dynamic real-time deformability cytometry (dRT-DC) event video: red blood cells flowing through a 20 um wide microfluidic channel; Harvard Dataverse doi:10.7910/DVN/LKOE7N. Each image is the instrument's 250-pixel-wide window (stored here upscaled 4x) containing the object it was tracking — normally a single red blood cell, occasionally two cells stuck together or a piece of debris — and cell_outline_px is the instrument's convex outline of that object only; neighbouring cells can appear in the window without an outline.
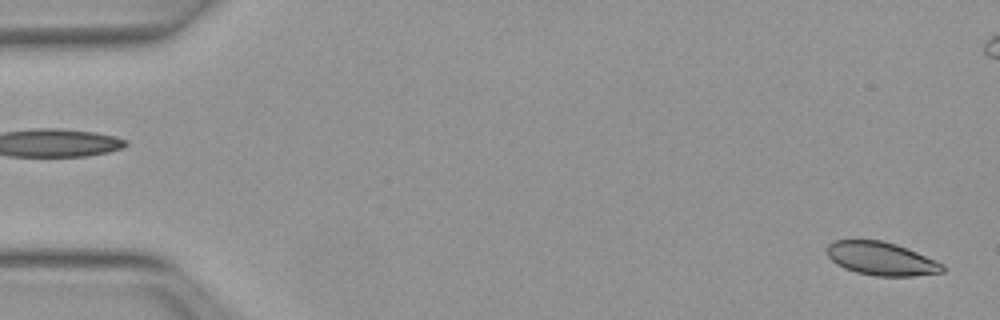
{"species": "Egyptian fruit bat (a non-hibernating species)", "species_latin": "Rousettus aegyptiacus", "temperature_condition": "warm", "stored_images_in_passage": 51, "camera_frame_rate_fps": 3000, "um_per_image_px": 0.085, "animal": {"sex": "female"}, "frame": {"image": 1, "passage_image": 1, "time_ms": 0.0, "image_size_px": [1000, 320], "cell_outline_px": [[944, 272], [912, 276], [876, 276], [856, 272], [844, 268], [836, 264], [828, 256], [828, 244], [832, 240], [884, 240], [908, 248], [936, 260], [944, 264]], "centroid_in_image_um": [74.93, 21.98], "position_along_channel_um": 10.1, "area_um2": 22.54}}
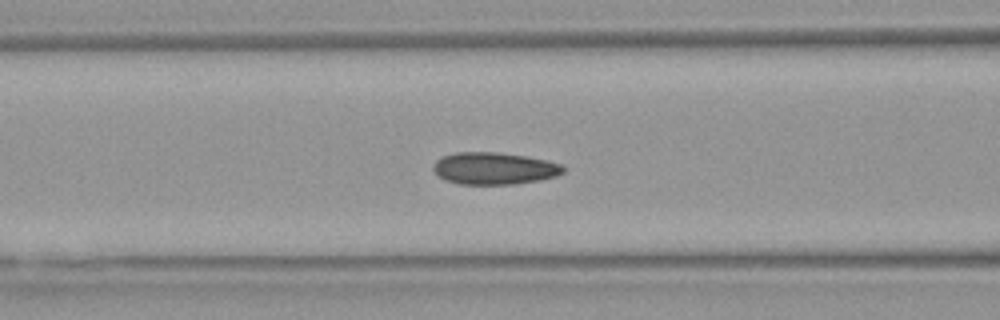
{"frame": {"image": 2, "passage_image": 20, "time_ms": 6.333, "image_size_px": [1000, 320], "cell_outline_px": [[564, 172], [556, 176], [540, 180], [516, 184], [460, 184], [444, 180], [432, 168], [432, 164], [440, 156], [456, 152], [496, 152], [524, 156], [564, 164]], "centroid_in_image_um": [41.99, 14.31], "position_along_channel_um": 124.6, "area_um2": 24.39}}
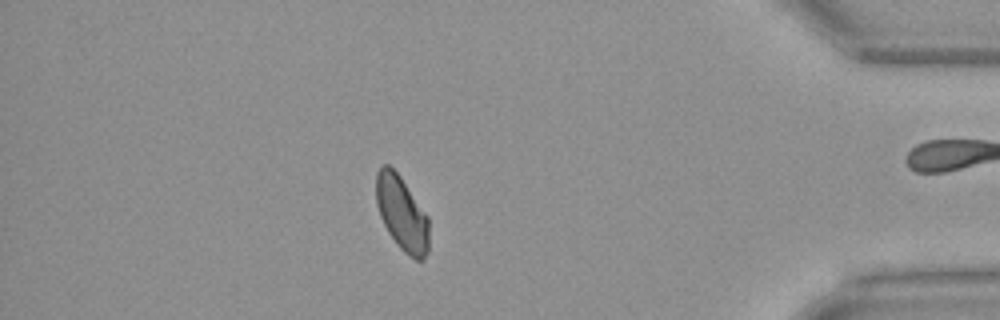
{"frame": {"image": 3, "passage_image": 44, "time_ms": 14.333, "image_size_px": [1000, 320], "cell_outline_px": [[428, 252], [424, 260], [416, 260], [408, 256], [396, 244], [388, 232], [380, 216], [376, 204], [376, 172], [384, 164], [388, 164], [400, 176], [428, 216]], "centroid_in_image_um": [34.15, 18.16], "position_along_channel_um": 401.0, "area_um2": 22.95}, "authors_computed_cell_mechanics": {"area_um2": 23.698, "velocity_mm_per_s": 3.9747, "shape_relaxation_time_tau1_ms": 4.1442, "shape_relaxation_time_tau2_ms": 2.0365, "deformation_change_tau1": 0.1048, "deformation_change_tau2": 0.0669}}